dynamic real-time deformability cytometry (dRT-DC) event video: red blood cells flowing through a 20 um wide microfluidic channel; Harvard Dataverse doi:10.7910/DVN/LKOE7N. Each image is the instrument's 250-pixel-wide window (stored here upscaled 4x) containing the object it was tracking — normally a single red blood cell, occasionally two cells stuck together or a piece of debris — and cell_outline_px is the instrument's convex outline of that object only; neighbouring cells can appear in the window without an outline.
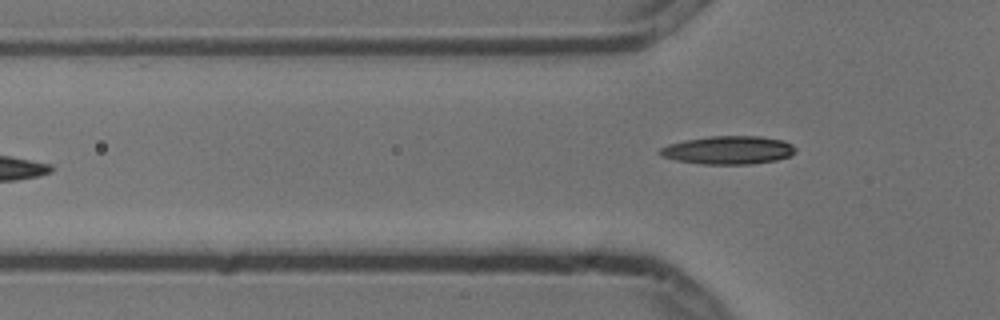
{"species": "common noctule bat (a hibernating species)", "species_latin": "Nyctalus noctula", "temperature_condition": "cold", "stored_images_in_passage": 7, "camera_frame_rate_fps": 3000, "um_per_image_px": 0.085, "animal": {"sex": "male", "body_mass_g": 13.3}, "frame": {"image": 1, "passage_image": 7, "time_ms": 2.0, "image_size_px": [1000, 320], "cell_outline_px": [[796, 152], [788, 156], [776, 160], [752, 164], [700, 164], [676, 160], [664, 156], [656, 152], [660, 148], [668, 144], [684, 140], [708, 136], [760, 136], [784, 140], [792, 144], [796, 148]], "centroid_in_image_um": [61.91, 12.75], "position_along_channel_um": 63.9, "area_um2": 22.43}}